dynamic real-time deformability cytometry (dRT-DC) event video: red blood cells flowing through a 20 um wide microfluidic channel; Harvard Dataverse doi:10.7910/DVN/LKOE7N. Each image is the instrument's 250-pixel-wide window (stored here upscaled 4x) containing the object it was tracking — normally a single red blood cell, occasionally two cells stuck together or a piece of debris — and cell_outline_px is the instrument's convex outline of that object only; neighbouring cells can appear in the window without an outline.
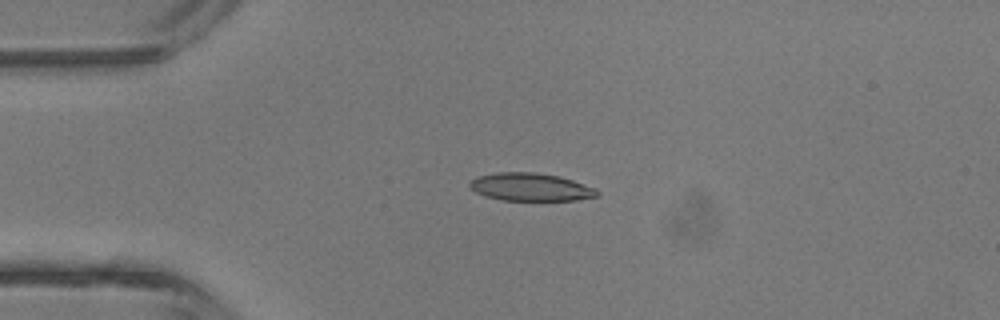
{"species": "common noctule bat (a hibernating species)", "species_latin": "Nyctalus noctula", "temperature_condition": "room temperature", "stored_images_in_passage": 4, "camera_frame_rate_fps": 3000, "um_per_image_px": 0.085, "animal": {"sex": "male", "body_mass_g": 13.3}, "frame": {"image": 1, "passage_image": 3, "time_ms": 2.333, "image_size_px": [1000, 320], "cell_outline_px": [[600, 196], [576, 200], [500, 200], [484, 196], [476, 192], [468, 184], [476, 176], [500, 172], [532, 172], [560, 176], [596, 188], [600, 192]], "centroid_in_image_um": [45.12, 15.9], "position_along_channel_um": 39.9, "area_um2": 20.75}}